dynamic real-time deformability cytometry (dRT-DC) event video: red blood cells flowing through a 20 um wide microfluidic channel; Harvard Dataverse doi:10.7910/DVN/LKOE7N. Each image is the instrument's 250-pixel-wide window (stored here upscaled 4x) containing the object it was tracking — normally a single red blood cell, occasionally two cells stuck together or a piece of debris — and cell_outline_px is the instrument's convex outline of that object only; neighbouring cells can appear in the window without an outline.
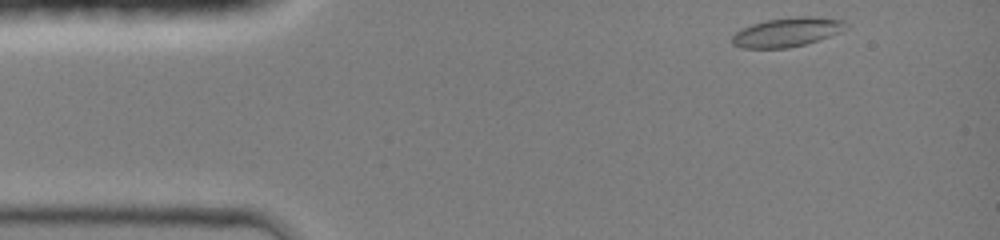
{"species": "common noctule bat (a hibernating species)", "species_latin": "Nyctalus noctula", "temperature_condition": "room temperature", "stored_images_in_passage": 37, "camera_frame_rate_fps": 3000, "um_per_image_px": 0.085, "animal": {"sex": "female", "body_mass_g": 19.0, "forearm_length_mm": 51.5}, "frame": {"image": 1, "passage_image": 1, "time_ms": 0.0, "image_size_px": [1000, 240], "cell_outline_px": [[848, 28], [840, 32], [804, 44], [788, 48], [744, 48], [732, 44], [732, 36], [736, 32], [752, 24], [768, 20], [796, 16], [812, 16], [844, 20], [848, 24]], "centroid_in_image_um": [66.93, 2.72], "position_along_channel_um": 18.1, "area_um2": 19.13}}
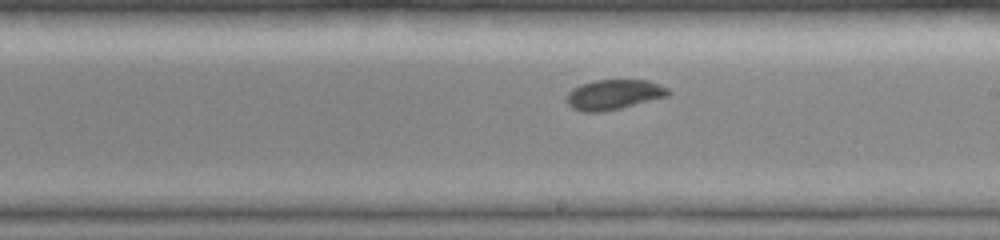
{"frame": {"image": 2, "passage_image": 22, "time_ms": 7.0, "image_size_px": [1000, 240], "cell_outline_px": [[672, 92], [668, 96], [604, 112], [584, 112], [572, 108], [564, 100], [564, 96], [572, 88], [580, 84], [592, 80], [648, 80], [660, 84], [668, 88]], "centroid_in_image_um": [52.13, 8.03], "position_along_channel_um": 236.9, "area_um2": 18.09}}
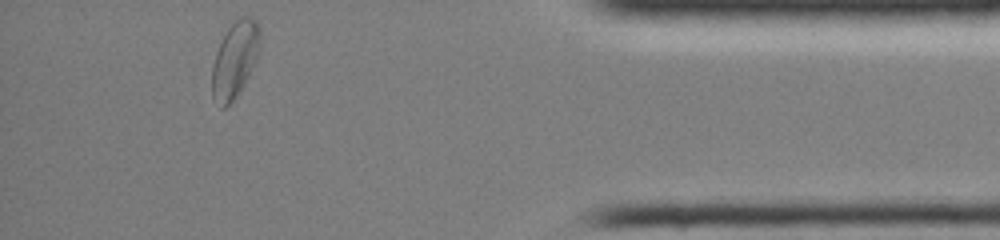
{"frame": {"image": 3, "passage_image": 37, "time_ms": 12.0, "image_size_px": [1000, 240], "cell_outline_px": [[260, 44], [256, 60], [244, 84], [236, 96], [224, 108], [220, 108], [212, 96], [212, 64], [216, 52], [228, 28], [240, 16], [248, 16], [256, 20], [260, 28]], "centroid_in_image_um": [19.96, 5.06], "position_along_channel_um": 415.2, "area_um2": 21.1}, "authors_computed_cell_mechanics": {"area_um2": 17.9758, "velocity_mm_per_s": 4.2031, "shape_relaxation_time_tau1_ms": 2.8893, "shape_relaxation_time_tau2_ms": 6.2351, "deformation_change_tau1": 0.0911, "deformation_change_tau2": 0.0932}}